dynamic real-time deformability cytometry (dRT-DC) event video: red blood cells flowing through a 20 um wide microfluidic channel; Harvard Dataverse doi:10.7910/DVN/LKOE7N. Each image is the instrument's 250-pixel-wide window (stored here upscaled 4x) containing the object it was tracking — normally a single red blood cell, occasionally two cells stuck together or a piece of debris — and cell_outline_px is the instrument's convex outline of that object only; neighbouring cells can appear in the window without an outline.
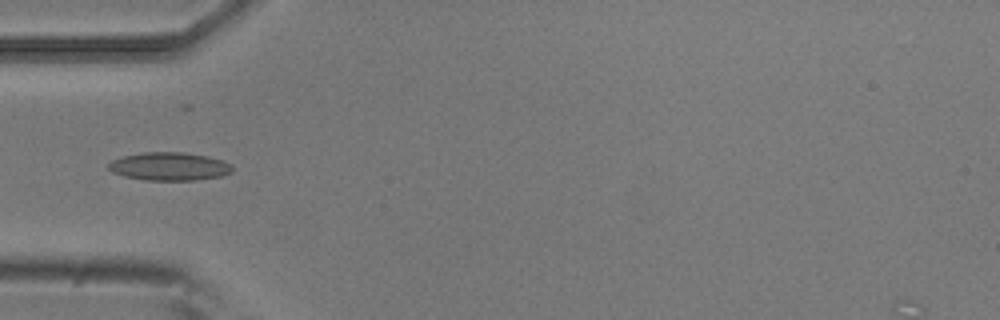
{"species": "common noctule bat (a hibernating species)", "species_latin": "Nyctalus noctula", "temperature_condition": "room temperature", "stored_images_in_passage": 8, "camera_frame_rate_fps": 3000, "um_per_image_px": 0.085, "animal": {"sex": "male", "body_mass_g": 20.5, "forearm_length_mm": 52.5}, "frame": {"image": 1, "passage_image": 5, "time_ms": 1.333, "image_size_px": [1000, 320], "cell_outline_px": [[232, 172], [220, 176], [196, 180], [144, 180], [124, 176], [112, 172], [108, 168], [108, 164], [112, 160], [124, 156], [144, 152], [184, 152], [208, 156], [232, 164]], "centroid_in_image_um": [14.39, 14.14], "position_along_channel_um": 70.6, "area_um2": 20.29}}
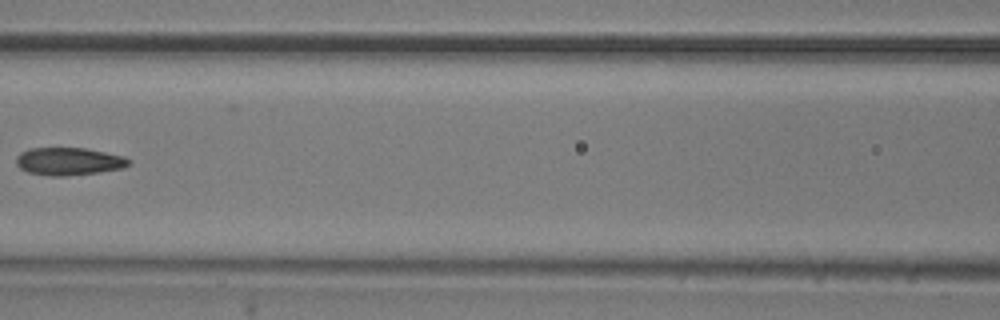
{"frame": {"image": 2, "passage_image": 7, "time_ms": 2.0, "image_size_px": [1000, 320], "cell_outline_px": [[132, 164], [124, 168], [96, 172], [64, 176], [52, 176], [28, 172], [20, 168], [16, 164], [16, 156], [20, 152], [32, 148], [88, 148], [124, 156], [132, 160]], "centroid_in_image_um": [5.88, 13.71], "position_along_channel_um": 160.7, "area_um2": 18.26}}
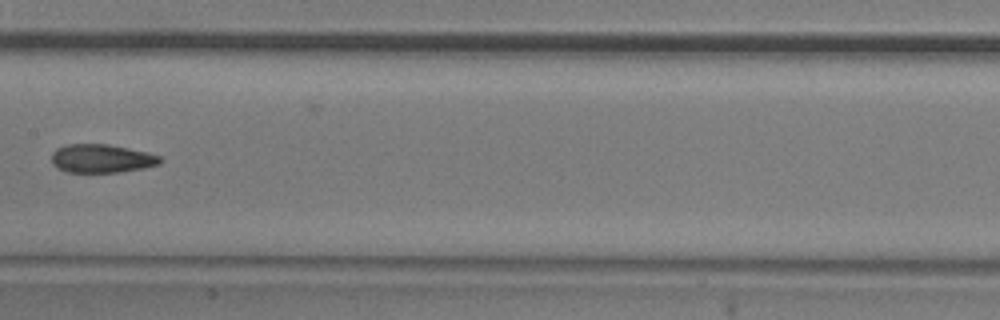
{"frame": {"image": 3, "passage_image": 8, "time_ms": 2.333, "image_size_px": [1000, 320], "cell_outline_px": [[164, 160], [160, 164], [144, 168], [120, 172], [68, 172], [56, 168], [52, 164], [52, 152], [56, 148], [68, 144], [108, 144], [148, 152], [160, 156]], "centroid_in_image_um": [8.65, 13.47], "position_along_channel_um": 198.8, "area_um2": 18.21}}